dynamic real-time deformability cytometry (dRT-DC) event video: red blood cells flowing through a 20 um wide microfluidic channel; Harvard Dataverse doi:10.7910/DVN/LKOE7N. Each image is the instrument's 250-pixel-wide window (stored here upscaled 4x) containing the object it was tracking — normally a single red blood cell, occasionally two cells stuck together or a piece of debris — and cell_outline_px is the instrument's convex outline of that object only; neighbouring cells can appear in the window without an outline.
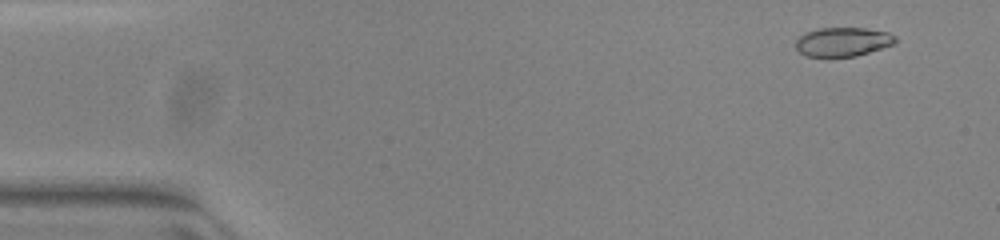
{"species": "common noctule bat (a hibernating species)", "species_latin": "Nyctalus noctula", "temperature_condition": "warm", "stored_images_in_passage": 52, "camera_frame_rate_fps": 3000, "um_per_image_px": 0.085, "animal": {"sex": "female", "body_mass_g": 23.0, "forearm_length_mm": 53.4}, "frame": {"image": 1, "passage_image": 4, "time_ms": 1.0, "image_size_px": [1000, 240], "cell_outline_px": [[896, 44], [856, 56], [828, 60], [804, 56], [796, 48], [796, 40], [800, 36], [808, 32], [820, 28], [864, 28], [888, 32], [896, 36]], "centroid_in_image_um": [71.63, 3.61], "position_along_channel_um": 13.4, "area_um2": 17.51}}
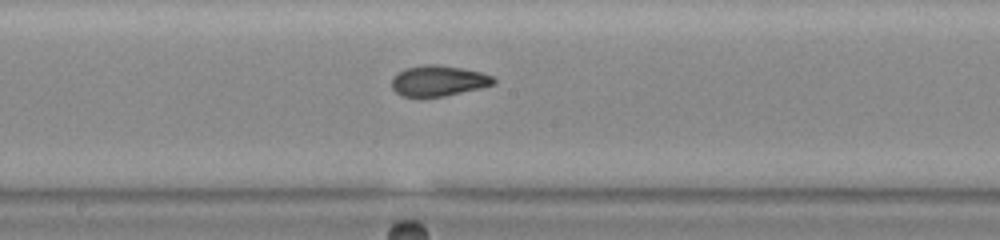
{"frame": {"image": 2, "passage_image": 28, "time_ms": 9.0, "image_size_px": [1000, 240], "cell_outline_px": [[496, 84], [480, 88], [444, 96], [404, 96], [396, 92], [392, 88], [392, 76], [404, 68], [424, 64], [436, 64], [460, 68], [480, 72], [492, 76], [496, 80]], "centroid_in_image_um": [37.25, 6.85], "position_along_channel_um": 210.9, "area_um2": 18.09}}
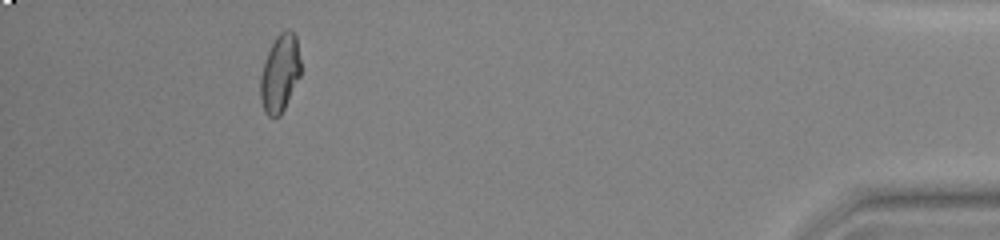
{"frame": {"image": 3, "passage_image": 48, "time_ms": 15.667, "image_size_px": [1000, 240], "cell_outline_px": [[300, 76], [280, 116], [268, 116], [264, 112], [260, 96], [260, 76], [268, 52], [276, 36], [280, 32], [288, 28], [296, 36], [300, 60]], "centroid_in_image_um": [23.79, 6.22], "position_along_channel_um": 411.4, "area_um2": 18.03}, "authors_computed_cell_mechanics": {"area_um2": 17.9758, "velocity_mm_per_s": 3.9424, "shape_relaxation_time_tau1_ms": 6.1275, "shape_relaxation_time_tau2_ms": 1.1009, "deformation_change_tau1": 0.208, "deformation_change_tau2": 0.0689}}